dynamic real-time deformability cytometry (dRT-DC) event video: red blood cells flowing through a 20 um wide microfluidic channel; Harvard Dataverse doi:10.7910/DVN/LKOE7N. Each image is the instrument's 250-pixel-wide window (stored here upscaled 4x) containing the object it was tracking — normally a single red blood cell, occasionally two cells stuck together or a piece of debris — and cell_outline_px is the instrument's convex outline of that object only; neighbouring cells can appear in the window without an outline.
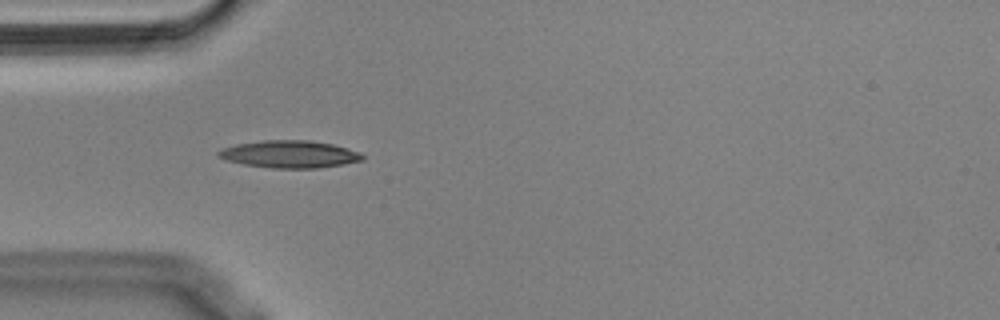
{"species": "Egyptian fruit bat (a non-hibernating species)", "species_latin": "Rousettus aegyptiacus", "temperature_condition": "cold", "stored_images_in_passage": 7, "camera_frame_rate_fps": 3000, "um_per_image_px": 0.085, "animal": {"sex": "male"}, "frame": {"image": 1, "passage_image": 1, "time_ms": 0.0, "image_size_px": [1000, 320], "cell_outline_px": [[364, 160], [344, 164], [320, 168], [272, 168], [244, 164], [224, 160], [216, 156], [216, 152], [224, 148], [236, 144], [264, 140], [312, 140], [332, 144], [348, 148], [360, 152], [364, 156]], "centroid_in_image_um": [24.62, 13.11], "position_along_channel_um": 60.4, "area_um2": 23.12}}
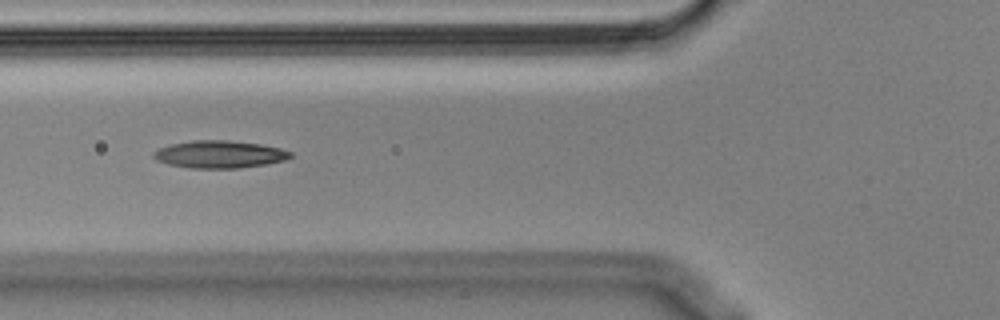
{"frame": {"image": 2, "passage_image": 5, "time_ms": 1.333, "image_size_px": [1000, 320], "cell_outline_px": [[292, 156], [284, 160], [264, 164], [240, 168], [188, 168], [168, 164], [156, 160], [152, 156], [152, 152], [160, 148], [172, 144], [192, 140], [228, 140], [260, 144], [280, 148], [292, 152]], "centroid_in_image_um": [18.63, 13.12], "position_along_channel_um": 107.2, "area_um2": 21.85}}